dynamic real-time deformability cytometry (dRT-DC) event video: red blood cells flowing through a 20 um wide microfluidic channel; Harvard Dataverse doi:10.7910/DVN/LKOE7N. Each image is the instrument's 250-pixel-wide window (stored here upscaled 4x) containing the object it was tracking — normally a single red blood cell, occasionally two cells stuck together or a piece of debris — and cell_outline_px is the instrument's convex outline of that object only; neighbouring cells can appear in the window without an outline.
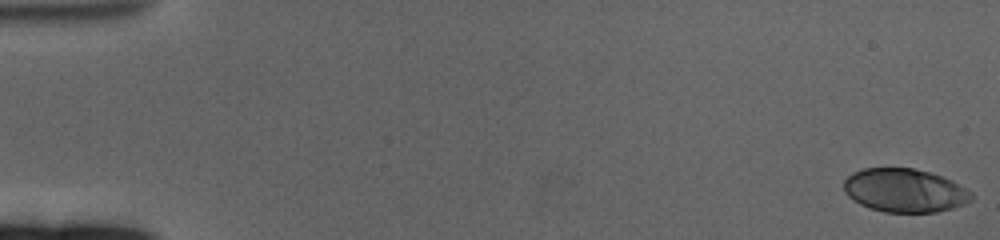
{"species": "human", "species_latin": "Homo sapiens", "temperature_condition": "cold", "stored_images_in_passage": 62, "camera_frame_rate_fps": 3000, "um_per_image_px": 0.085, "donor": {"sex": "female"}, "frame": {"image": 1, "passage_image": 1, "time_ms": 0.0, "image_size_px": [1000, 240], "cell_outline_px": [[972, 200], [964, 204], [952, 208], [936, 212], [884, 212], [868, 208], [852, 200], [844, 192], [844, 180], [852, 172], [864, 168], [912, 168], [928, 172], [940, 176], [972, 192]], "centroid_in_image_um": [76.84, 16.2], "position_along_channel_um": 8.2, "area_um2": 32.19}}
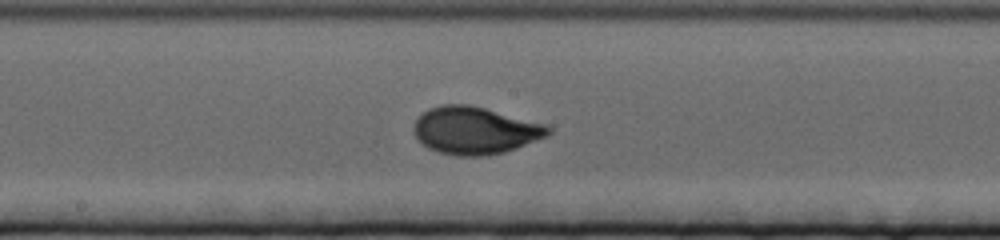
{"frame": {"image": 2, "passage_image": 34, "time_ms": 11.0, "image_size_px": [1000, 240], "cell_outline_px": [[552, 132], [544, 136], [516, 148], [504, 152], [480, 156], [452, 156], [428, 148], [420, 144], [416, 140], [412, 128], [416, 120], [428, 108], [440, 104], [468, 104], [484, 108], [544, 124], [552, 128]], "centroid_in_image_um": [40.29, 11.09], "position_along_channel_um": 207.9, "area_um2": 36.99}}
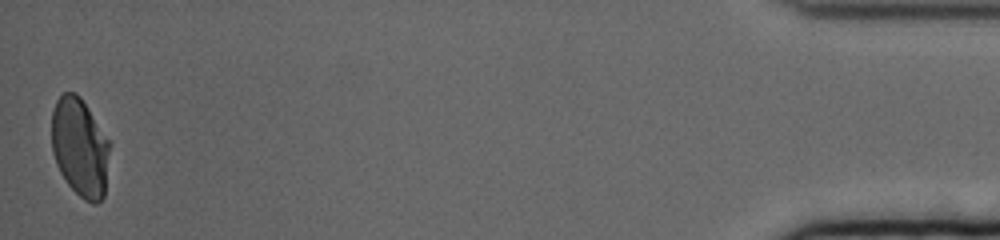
{"frame": {"image": 3, "passage_image": 62, "time_ms": 20.333, "image_size_px": [1000, 240], "cell_outline_px": [[112, 144], [104, 196], [96, 204], [92, 204], [84, 200], [68, 184], [60, 172], [56, 164], [52, 152], [52, 112], [56, 100], [64, 92], [76, 92], [80, 96]], "centroid_in_image_um": [6.82, 12.53], "position_along_channel_um": 428.4, "area_um2": 33.81}, "authors_computed_cell_mechanics": {"area_um2": 34.4488, "velocity_mm_per_s": 3.2714, "shape_relaxation_time_tau1_ms": 4.6157, "shape_relaxation_time_tau2_ms": null, "deformation_change_tau1": 0.1733, "deformation_change_tau2": null}}